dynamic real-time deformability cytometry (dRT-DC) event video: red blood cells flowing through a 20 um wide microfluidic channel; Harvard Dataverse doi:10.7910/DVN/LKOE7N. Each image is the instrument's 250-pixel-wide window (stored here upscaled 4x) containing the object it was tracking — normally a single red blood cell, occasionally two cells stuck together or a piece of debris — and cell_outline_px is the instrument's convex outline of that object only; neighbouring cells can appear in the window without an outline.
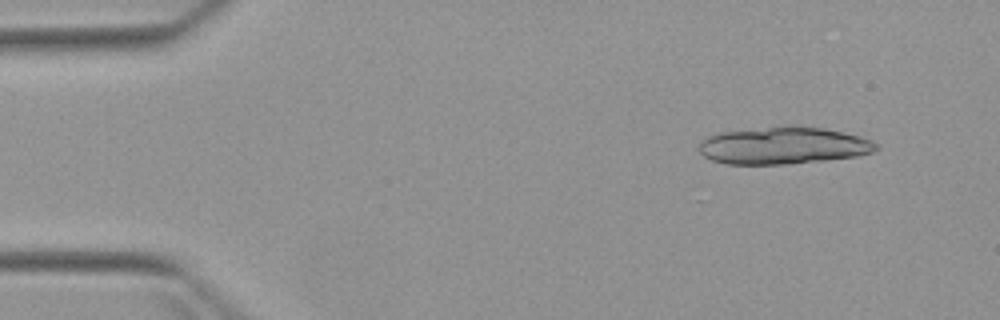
{"species": "Egyptian fruit bat (a non-hibernating species)", "species_latin": "Rousettus aegyptiacus", "temperature_condition": "warm", "stored_images_in_passage": 6, "camera_frame_rate_fps": 3000, "um_per_image_px": 0.085, "animal": {"sex": "female"}, "frame": {"image": 1, "passage_image": 1, "time_ms": 0.0, "image_size_px": [1000, 320], "cell_outline_px": [[880, 148], [872, 152], [860, 156], [824, 160], [784, 164], [724, 164], [712, 160], [704, 156], [700, 152], [700, 140], [708, 136], [720, 132], [784, 124], [796, 124], [824, 128], [860, 136], [872, 140], [880, 144]], "centroid_in_image_um": [66.62, 12.35], "position_along_channel_um": 18.4, "area_um2": 39.13}}
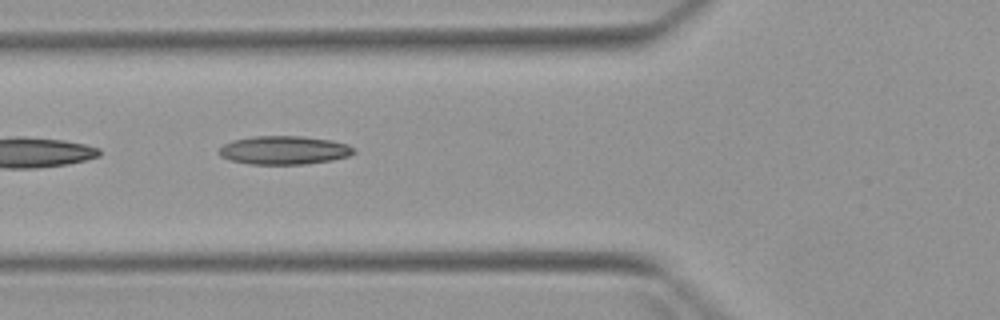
{"frame": {"image": 2, "passage_image": 5, "time_ms": 4.667, "image_size_px": [1000, 320], "cell_outline_px": [[356, 152], [352, 156], [332, 160], [304, 164], [252, 164], [232, 160], [220, 156], [220, 148], [224, 144], [232, 140], [252, 136], [304, 136], [332, 140], [348, 144], [356, 148]], "centroid_in_image_um": [24.23, 12.76], "position_along_channel_um": 101.6, "area_um2": 22.54}}
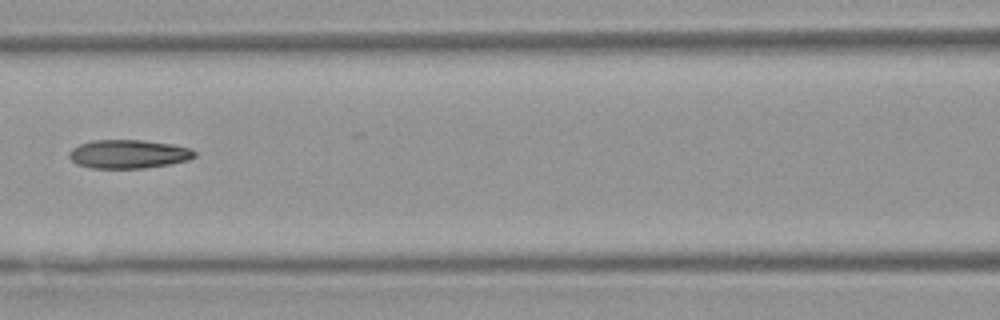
{"frame": {"image": 3, "passage_image": 6, "time_ms": 6.0, "image_size_px": [1000, 320], "cell_outline_px": [[196, 156], [188, 160], [168, 164], [144, 168], [92, 168], [76, 164], [68, 156], [68, 152], [72, 148], [80, 144], [92, 140], [144, 140], [172, 144], [192, 148], [196, 152]], "centroid_in_image_um": [10.92, 13.09], "position_along_channel_um": 155.7, "area_um2": 21.04}}